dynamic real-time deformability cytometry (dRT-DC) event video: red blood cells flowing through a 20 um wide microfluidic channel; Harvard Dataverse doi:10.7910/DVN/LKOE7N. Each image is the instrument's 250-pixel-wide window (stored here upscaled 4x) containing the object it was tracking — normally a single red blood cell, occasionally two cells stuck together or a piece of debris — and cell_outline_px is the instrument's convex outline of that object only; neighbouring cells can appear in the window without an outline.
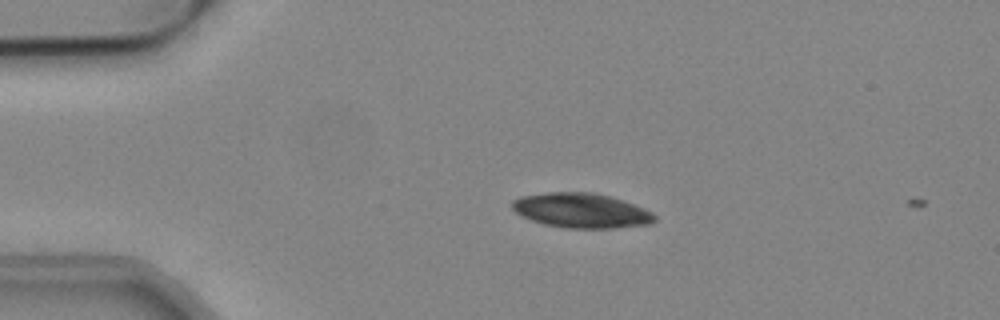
{"species": "common noctule bat (a hibernating species)", "species_latin": "Nyctalus noctula", "temperature_condition": "cold", "stored_images_in_passage": 4, "camera_frame_rate_fps": 3000, "um_per_image_px": 0.085, "animal": {"sex": "male", "body_mass_g": 19.2, "forearm_length_mm": 51.8}, "frame": {"image": 1, "passage_image": 2, "time_ms": 0.333, "image_size_px": [1000, 320], "cell_outline_px": [[656, 220], [648, 224], [612, 228], [568, 228], [544, 224], [532, 220], [516, 212], [512, 208], [512, 200], [520, 196], [548, 192], [592, 192], [608, 196], [644, 208], [652, 212], [656, 216]], "centroid_in_image_um": [49.39, 17.89], "position_along_channel_um": 35.6, "area_um2": 28.55}}